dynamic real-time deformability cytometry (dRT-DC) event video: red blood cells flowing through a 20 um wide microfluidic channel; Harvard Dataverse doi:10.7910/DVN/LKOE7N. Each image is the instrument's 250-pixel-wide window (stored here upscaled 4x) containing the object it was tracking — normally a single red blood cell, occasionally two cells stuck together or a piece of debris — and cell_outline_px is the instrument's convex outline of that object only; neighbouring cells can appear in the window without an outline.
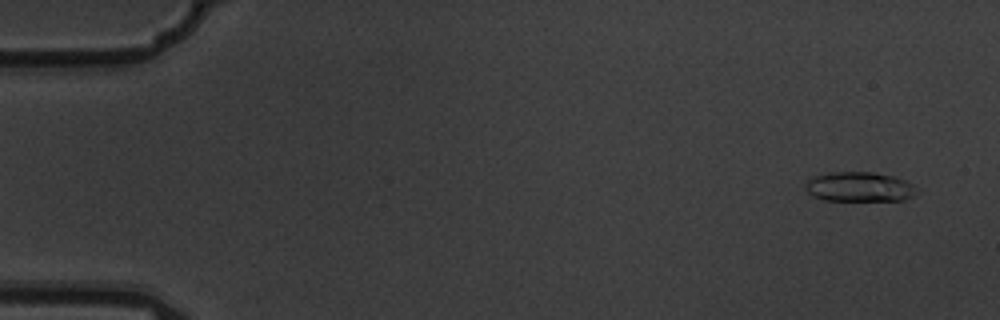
{"species": "common noctule bat (a hibernating species)", "species_latin": "Nyctalus noctula", "temperature_condition": "warm", "stored_images_in_passage": 5, "camera_frame_rate_fps": 3000, "um_per_image_px": 0.085, "animal": {"sex": "male", "body_mass_g": 19.5, "forearm_length_mm": 54.6}, "frame": {"image": 1, "passage_image": 1, "time_ms": 0.0, "image_size_px": [1000, 320], "cell_outline_px": [[920, 192], [916, 196], [904, 200], [824, 200], [812, 196], [804, 188], [804, 184], [812, 176], [828, 172], [872, 172], [892, 176], [904, 180], [912, 184]], "centroid_in_image_um": [73.04, 15.88], "position_along_channel_um": 12.0, "area_um2": 19.48}}
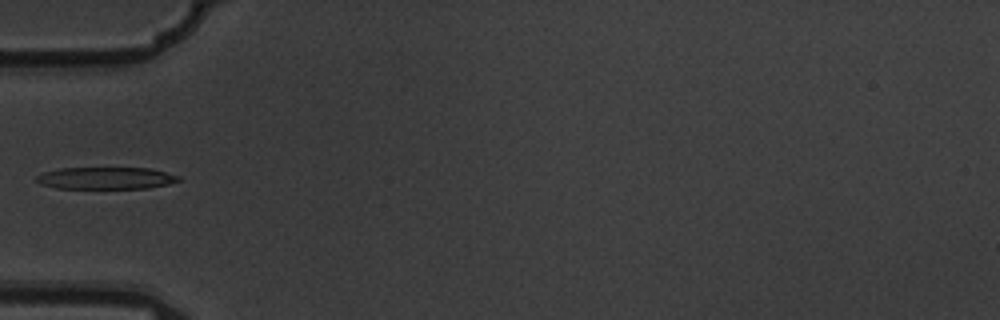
{"frame": {"image": 2, "passage_image": 5, "time_ms": 1.333, "image_size_px": [1000, 320], "cell_outline_px": [[180, 180], [168, 184], [148, 188], [56, 188], [40, 184], [36, 180], [36, 176], [44, 172], [60, 168], [152, 168], [180, 176]], "centroid_in_image_um": [9.01, 15.13], "position_along_channel_um": 76.0, "area_um2": 18.21}}